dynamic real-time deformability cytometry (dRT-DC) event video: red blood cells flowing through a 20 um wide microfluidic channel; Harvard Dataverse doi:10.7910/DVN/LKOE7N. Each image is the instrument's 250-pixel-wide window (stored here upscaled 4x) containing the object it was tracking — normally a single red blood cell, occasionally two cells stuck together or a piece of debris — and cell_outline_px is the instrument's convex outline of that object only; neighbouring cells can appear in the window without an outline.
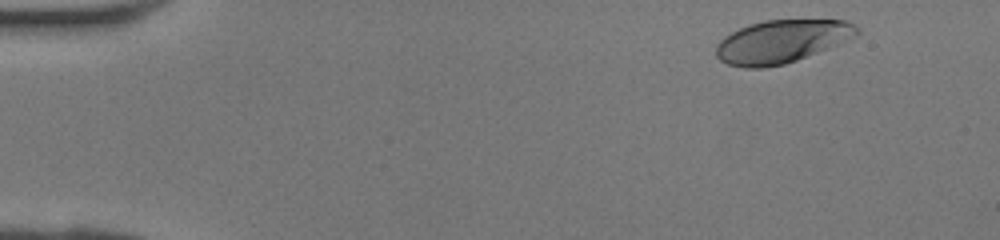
{"species": "human", "species_latin": "Homo sapiens", "temperature_condition": "room temperature", "stored_images_in_passage": 27, "camera_frame_rate_fps": 3000, "um_per_image_px": 0.085, "donor": {"sex": "female"}, "frame": {"image": 1, "passage_image": 2, "time_ms": 0.333, "image_size_px": [1000, 240], "cell_outline_px": [[860, 32], [828, 48], [796, 60], [784, 64], [764, 68], [744, 68], [728, 64], [720, 60], [716, 56], [716, 44], [724, 36], [740, 28], [764, 20], [848, 20], [860, 28]], "centroid_in_image_um": [66.4, 3.53], "position_along_channel_um": 18.6, "area_um2": 34.97}}
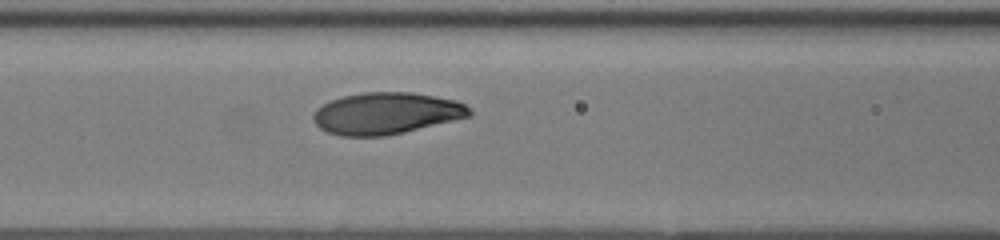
{"frame": {"image": 2, "passage_image": 16, "time_ms": 5.0, "image_size_px": [1000, 240], "cell_outline_px": [[472, 116], [404, 132], [384, 136], [340, 136], [328, 132], [320, 128], [312, 120], [312, 116], [316, 108], [332, 100], [344, 96], [364, 92], [412, 92], [456, 100], [464, 104], [472, 112]], "centroid_in_image_um": [32.82, 9.64], "position_along_channel_um": 133.8, "area_um2": 37.92}}
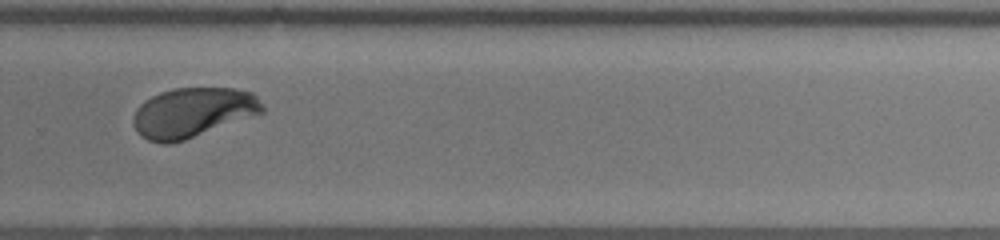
{"frame": {"image": 3, "passage_image": 27, "time_ms": 8.667, "image_size_px": [1000, 240], "cell_outline_px": [[264, 112], [184, 140], [172, 144], [164, 144], [148, 140], [140, 136], [136, 132], [132, 120], [132, 116], [136, 108], [144, 100], [160, 92], [176, 88], [236, 88], [252, 92], [256, 96], [264, 108]], "centroid_in_image_um": [16.34, 9.56], "position_along_channel_um": 313.5, "area_um2": 37.45}}